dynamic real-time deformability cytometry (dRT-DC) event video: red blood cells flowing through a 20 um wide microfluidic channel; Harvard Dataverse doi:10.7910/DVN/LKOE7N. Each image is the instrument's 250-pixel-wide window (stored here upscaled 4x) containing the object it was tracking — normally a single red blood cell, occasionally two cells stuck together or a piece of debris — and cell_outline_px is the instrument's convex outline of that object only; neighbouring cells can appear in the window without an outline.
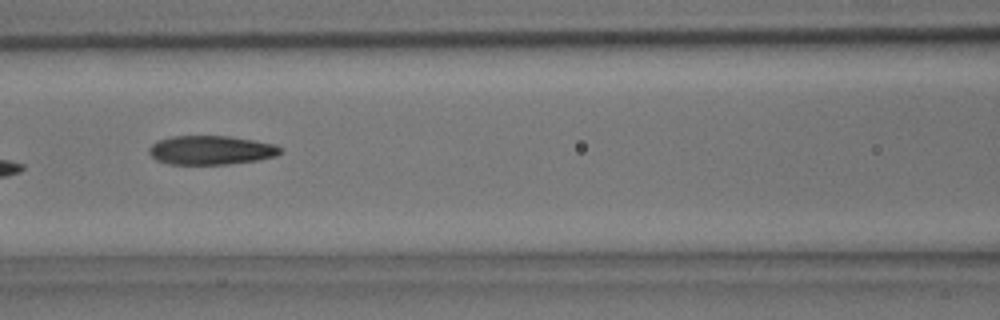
{"species": "common noctule bat (a hibernating species)", "species_latin": "Nyctalus noctula", "temperature_condition": "room temperature", "stored_images_in_passage": 6, "camera_frame_rate_fps": 3000, "um_per_image_px": 0.085, "animal": {"sex": "male", "body_mass_g": 15.6}, "frame": {"image": 1, "passage_image": 5, "time_ms": 1.333, "image_size_px": [1000, 320], "cell_outline_px": [[284, 152], [276, 156], [256, 160], [228, 164], [168, 164], [156, 160], [148, 152], [148, 148], [156, 140], [172, 136], [232, 136], [276, 144], [284, 148]], "centroid_in_image_um": [17.96, 12.75], "position_along_channel_um": 148.6, "area_um2": 22.48}}